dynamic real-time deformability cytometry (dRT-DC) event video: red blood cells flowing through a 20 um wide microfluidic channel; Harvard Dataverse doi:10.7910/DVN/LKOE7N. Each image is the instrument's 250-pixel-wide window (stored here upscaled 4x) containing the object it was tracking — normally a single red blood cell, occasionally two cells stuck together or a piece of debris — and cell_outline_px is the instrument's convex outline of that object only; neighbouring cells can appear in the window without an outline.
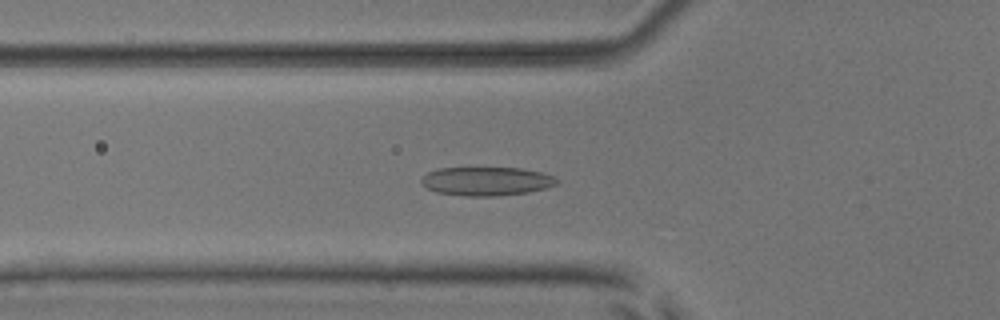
{"species": "common noctule bat (a hibernating species)", "species_latin": "Nyctalus noctula", "temperature_condition": "room temperature", "stored_images_in_passage": 44, "camera_frame_rate_fps": 3000, "um_per_image_px": 0.085, "animal": {"sex": "male", "body_mass_g": 17.9, "forearm_length_mm": 54.2}, "frame": {"image": 1, "passage_image": 9, "time_ms": 2.667, "image_size_px": [1000, 320], "cell_outline_px": [[560, 180], [556, 184], [544, 188], [528, 192], [500, 196], [464, 196], [436, 192], [420, 184], [420, 180], [428, 172], [440, 168], [520, 168], [540, 172], [552, 176]], "centroid_in_image_um": [41.32, 15.41], "position_along_channel_um": 84.5, "area_um2": 22.6}}
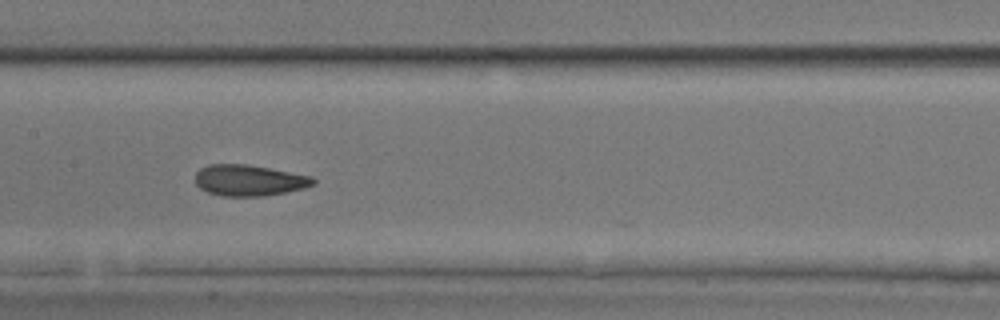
{"frame": {"image": 2, "passage_image": 17, "time_ms": 5.333, "image_size_px": [1000, 320], "cell_outline_px": [[316, 184], [304, 188], [264, 196], [220, 196], [208, 192], [200, 188], [196, 184], [196, 172], [200, 168], [208, 164], [248, 164], [312, 176], [316, 180]], "centroid_in_image_um": [21.17, 15.32], "position_along_channel_um": 186.2, "area_um2": 21.44}}
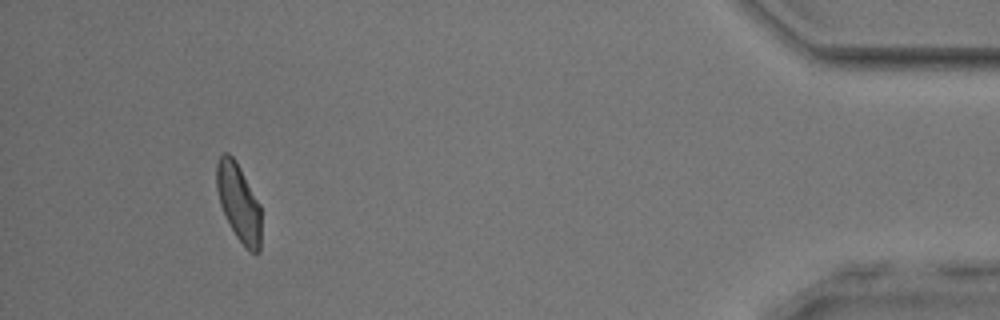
{"frame": {"image": 3, "passage_image": 40, "time_ms": 13.0, "image_size_px": [1000, 320], "cell_outline_px": [[260, 252], [248, 252], [244, 248], [236, 236], [220, 204], [216, 188], [216, 164], [220, 156], [224, 152], [228, 152], [236, 160], [260, 204]], "centroid_in_image_um": [20.28, 17.2], "position_along_channel_um": 414.9, "area_um2": 20.11}, "authors_computed_cell_mechanics": {"area_um2": 21.1837, "velocity_mm_per_s": 3.8172, "shape_relaxation_time_tau1_ms": 3.5713, "shape_relaxation_time_tau2_ms": 1.5071, "deformation_change_tau1": 0.1181, "deformation_change_tau2": 0.0718}}